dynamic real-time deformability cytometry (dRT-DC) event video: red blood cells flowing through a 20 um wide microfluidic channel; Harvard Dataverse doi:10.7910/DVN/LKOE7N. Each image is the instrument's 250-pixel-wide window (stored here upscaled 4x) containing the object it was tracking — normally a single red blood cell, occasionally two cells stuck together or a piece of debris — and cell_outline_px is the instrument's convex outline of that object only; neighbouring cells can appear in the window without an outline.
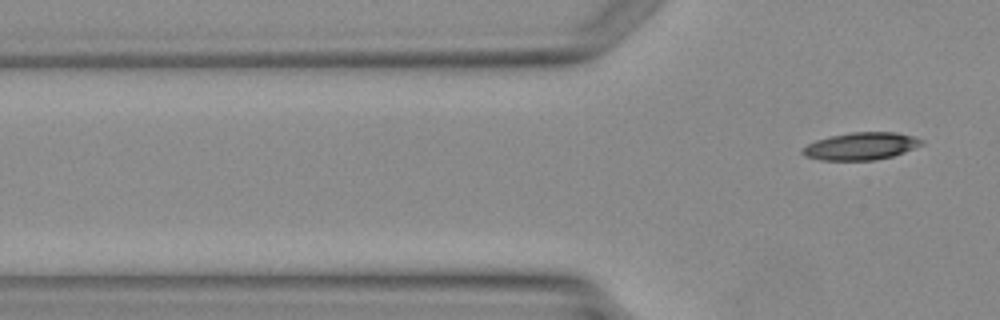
{"species": "Egyptian fruit bat (a non-hibernating species)", "species_latin": "Rousettus aegyptiacus", "temperature_condition": "warm", "stored_images_in_passage": 4, "camera_frame_rate_fps": 3000, "um_per_image_px": 0.085, "animal": {"sex": "female"}, "frame": {"image": 1, "passage_image": 4, "time_ms": 3.333, "image_size_px": [1000, 320], "cell_outline_px": [[924, 144], [904, 152], [892, 156], [876, 160], [820, 160], [804, 156], [800, 152], [808, 144], [816, 140], [832, 136], [852, 132], [896, 132], [912, 136], [924, 140]], "centroid_in_image_um": [73.19, 12.43], "position_along_channel_um": 52.6, "area_um2": 18.96}}